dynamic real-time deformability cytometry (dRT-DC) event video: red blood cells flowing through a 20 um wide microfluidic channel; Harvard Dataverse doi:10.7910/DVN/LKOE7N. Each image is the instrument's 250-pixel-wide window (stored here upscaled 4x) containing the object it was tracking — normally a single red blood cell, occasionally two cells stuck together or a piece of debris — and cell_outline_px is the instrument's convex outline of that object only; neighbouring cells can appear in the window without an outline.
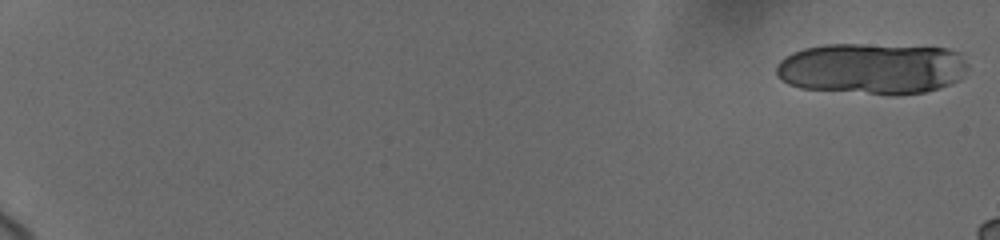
{"species": "human", "species_latin": "Homo sapiens", "temperature_condition": "cold", "stored_images_in_passage": 18, "camera_frame_rate_fps": 3000, "um_per_image_px": 0.085, "donor": {"sex": "female"}, "frame": {"image": 1, "passage_image": 1, "time_ms": 0.0, "image_size_px": [1000, 240], "cell_outline_px": [[968, 68], [960, 80], [940, 88], [924, 92], [896, 96], [892, 96], [800, 88], [788, 84], [780, 80], [776, 76], [776, 64], [784, 56], [792, 52], [804, 48], [824, 44], [860, 44], [948, 48], [960, 52], [968, 64]], "centroid_in_image_um": [74.12, 5.84], "position_along_channel_um": 10.9, "area_um2": 58.26}}